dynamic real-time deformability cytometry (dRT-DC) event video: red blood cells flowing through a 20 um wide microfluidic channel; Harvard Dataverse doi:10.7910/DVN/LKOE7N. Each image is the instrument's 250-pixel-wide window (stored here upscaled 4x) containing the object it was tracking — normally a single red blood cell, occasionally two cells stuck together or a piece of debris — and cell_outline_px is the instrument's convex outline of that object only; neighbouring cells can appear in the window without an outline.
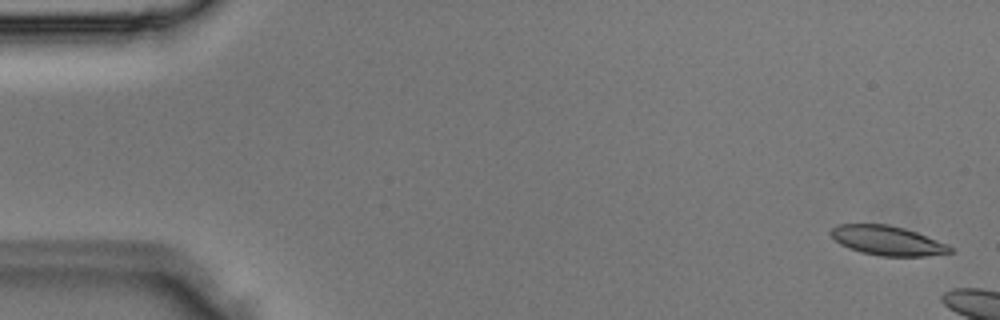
{"species": "Egyptian fruit bat (a non-hibernating species)", "species_latin": "Rousettus aegyptiacus", "temperature_condition": "room temperature", "stored_images_in_passage": 2, "camera_frame_rate_fps": 3000, "um_per_image_px": 0.085, "animal": {"sex": "male"}, "frame": {"image": 1, "passage_image": 2, "time_ms": 0.333, "image_size_px": [1000, 320], "cell_outline_px": [[952, 252], [924, 256], [880, 256], [860, 252], [848, 248], [840, 244], [828, 232], [836, 224], [888, 224], [904, 228], [916, 232], [948, 244], [952, 248]], "centroid_in_image_um": [75.4, 20.44], "position_along_channel_um": 9.6, "area_um2": 20.46}}